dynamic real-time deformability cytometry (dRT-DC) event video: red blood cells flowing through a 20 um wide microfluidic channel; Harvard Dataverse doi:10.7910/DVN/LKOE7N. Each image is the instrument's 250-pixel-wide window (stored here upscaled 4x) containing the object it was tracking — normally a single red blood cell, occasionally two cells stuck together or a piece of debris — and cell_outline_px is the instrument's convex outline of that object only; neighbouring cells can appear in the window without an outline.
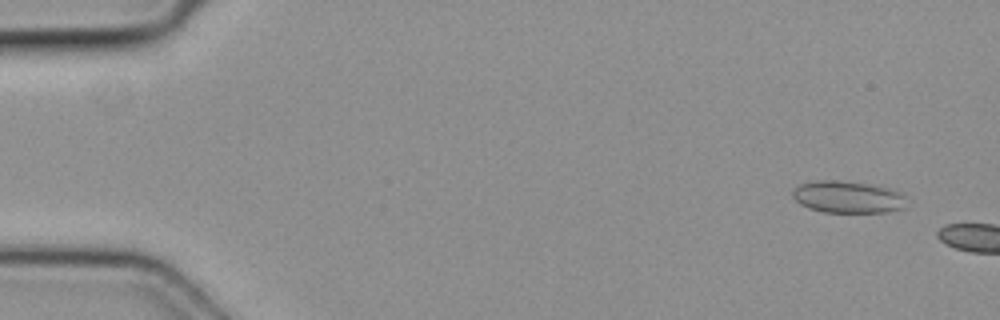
{"species": "common noctule bat (a hibernating species)", "species_latin": "Nyctalus noctula", "temperature_condition": "cold", "stored_images_in_passage": 2, "camera_frame_rate_fps": 3000, "um_per_image_px": 0.085, "animal": {"sex": "female", "body_mass_g": 19.3, "forearm_length_mm": 54.1}, "frame": {"image": 1, "passage_image": 1, "time_ms": 0.0, "image_size_px": [1000, 320], "cell_outline_px": [[904, 208], [884, 212], [824, 212], [808, 208], [800, 204], [792, 196], [792, 188], [800, 184], [820, 180], [836, 180], [864, 184], [888, 188], [900, 192], [904, 196]], "centroid_in_image_um": [72.0, 16.75], "position_along_channel_um": 13.0, "area_um2": 20.98}}